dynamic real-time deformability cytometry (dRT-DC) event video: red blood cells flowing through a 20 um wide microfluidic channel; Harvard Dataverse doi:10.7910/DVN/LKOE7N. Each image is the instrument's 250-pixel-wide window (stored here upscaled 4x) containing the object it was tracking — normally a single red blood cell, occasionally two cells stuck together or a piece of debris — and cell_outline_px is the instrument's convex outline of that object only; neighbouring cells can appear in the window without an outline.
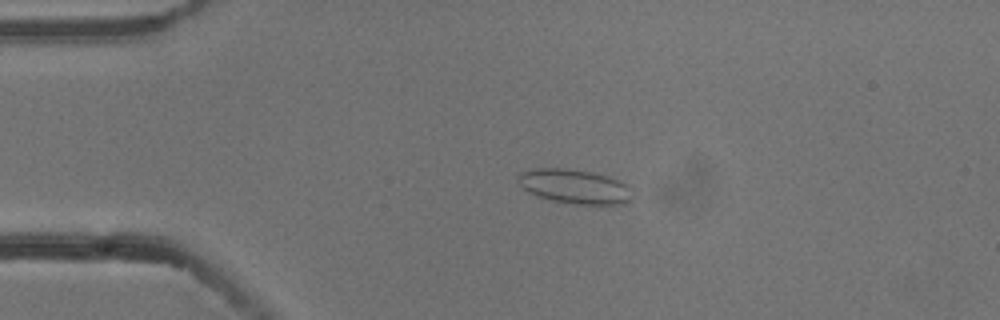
{"species": "common noctule bat (a hibernating species)", "species_latin": "Nyctalus noctula", "temperature_condition": "cold", "stored_images_in_passage": 4, "camera_frame_rate_fps": 3000, "um_per_image_px": 0.085, "animal": {"sex": "male", "body_mass_g": 13.3}, "frame": {"image": 1, "passage_image": 3, "time_ms": 0.667, "image_size_px": [1000, 320], "cell_outline_px": [[632, 200], [628, 204], [572, 204], [552, 200], [528, 192], [520, 184], [516, 176], [520, 172], [536, 168], [564, 168], [592, 172], [608, 176], [624, 184], [628, 188], [632, 196]], "centroid_in_image_um": [48.83, 15.85], "position_along_channel_um": 36.2, "area_um2": 22.72}}